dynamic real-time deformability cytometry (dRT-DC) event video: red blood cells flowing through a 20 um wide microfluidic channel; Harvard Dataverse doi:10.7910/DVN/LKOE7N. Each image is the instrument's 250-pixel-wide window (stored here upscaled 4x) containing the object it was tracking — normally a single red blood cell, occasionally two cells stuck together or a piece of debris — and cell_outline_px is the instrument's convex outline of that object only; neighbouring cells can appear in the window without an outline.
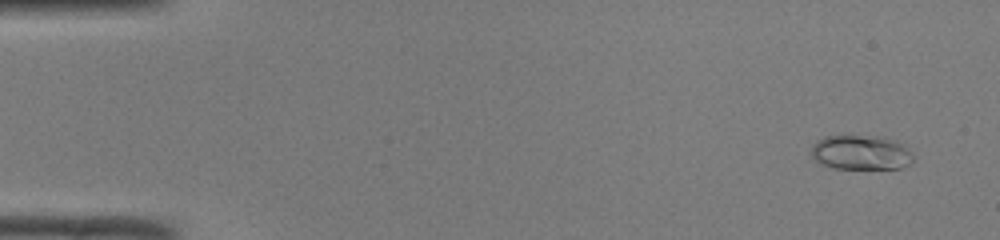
{"species": "common noctule bat (a hibernating species)", "species_latin": "Nyctalus noctula", "temperature_condition": "room temperature", "stored_images_in_passage": 50, "camera_frame_rate_fps": 3000, "um_per_image_px": 0.085, "animal": {"sex": "male", "body_mass_g": 19.0, "forearm_length_mm": 50.8}, "frame": {"image": 1, "passage_image": 3, "time_ms": 0.667, "image_size_px": [1000, 240], "cell_outline_px": [[912, 160], [908, 164], [900, 168], [832, 168], [820, 164], [812, 160], [812, 144], [816, 140], [824, 136], [884, 136], [896, 140], [912, 152]], "centroid_in_image_um": [73.13, 12.95], "position_along_channel_um": 11.9, "area_um2": 20.69}}
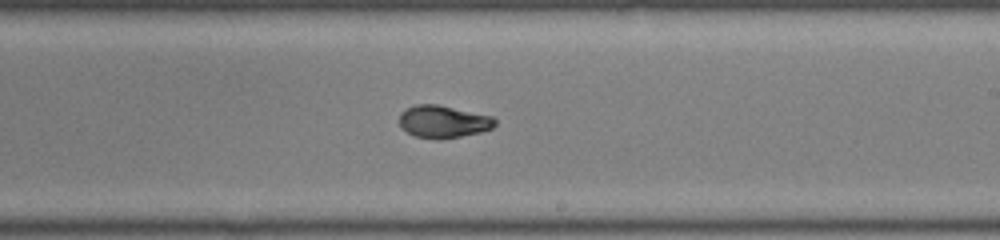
{"frame": {"image": 2, "passage_image": 30, "time_ms": 9.667, "image_size_px": [1000, 240], "cell_outline_px": [[496, 124], [492, 128], [480, 132], [440, 140], [416, 136], [400, 128], [400, 112], [404, 108], [416, 104], [436, 104], [492, 116], [496, 120]], "centroid_in_image_um": [37.65, 10.33], "position_along_channel_um": 251.4, "area_um2": 18.09}}
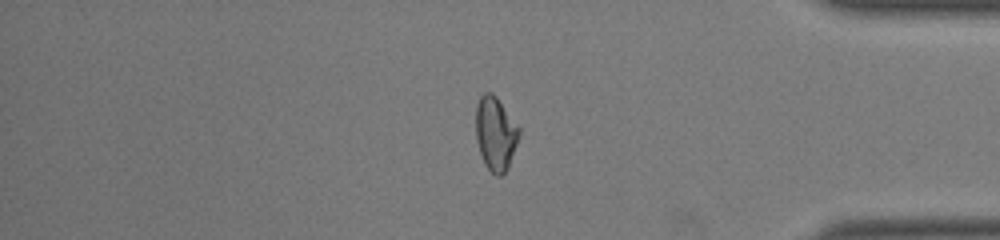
{"frame": {"image": 3, "passage_image": 42, "time_ms": 13.667, "image_size_px": [1000, 240], "cell_outline_px": [[520, 132], [508, 168], [500, 176], [496, 176], [484, 164], [476, 140], [476, 104], [480, 96], [484, 92], [492, 92], [496, 96], [520, 128]], "centroid_in_image_um": [42.1, 11.33], "position_along_channel_um": 393.1, "area_um2": 18.5}, "authors_computed_cell_mechanics": {"area_um2": 18.4093, "velocity_mm_per_s": 4.1237, "shape_relaxation_time_tau1_ms": 4.0176, "shape_relaxation_time_tau2_ms": 1.34, "deformation_change_tau1": 0.1964, "deformation_change_tau2": 0.0585}}